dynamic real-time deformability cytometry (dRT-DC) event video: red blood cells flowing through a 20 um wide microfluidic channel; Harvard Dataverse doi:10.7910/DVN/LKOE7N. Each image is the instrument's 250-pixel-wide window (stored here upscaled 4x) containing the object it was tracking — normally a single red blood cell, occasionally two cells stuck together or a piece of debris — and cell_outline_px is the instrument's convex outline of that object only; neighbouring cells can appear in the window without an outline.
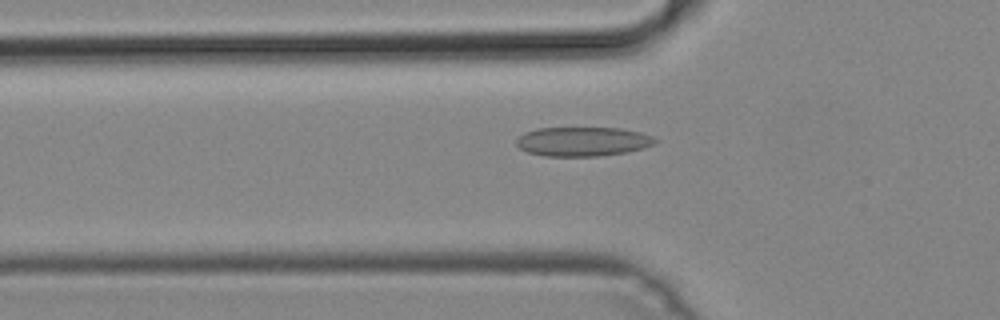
{"species": "common noctule bat (a hibernating species)", "species_latin": "Nyctalus noctula", "temperature_condition": "cold", "stored_images_in_passage": 46, "camera_frame_rate_fps": 3000, "um_per_image_px": 0.085, "animal": {"sex": "male", "body_mass_g": 19.2, "forearm_length_mm": 51.8}, "frame": {"image": 1, "passage_image": 17, "time_ms": 5.333, "image_size_px": [1000, 320], "cell_outline_px": [[660, 140], [656, 144], [644, 148], [628, 152], [600, 156], [544, 156], [528, 152], [520, 148], [516, 144], [516, 140], [524, 132], [536, 128], [620, 128], [640, 132], [652, 136]], "centroid_in_image_um": [49.57, 12.03], "position_along_channel_um": 76.2, "area_um2": 23.87}}
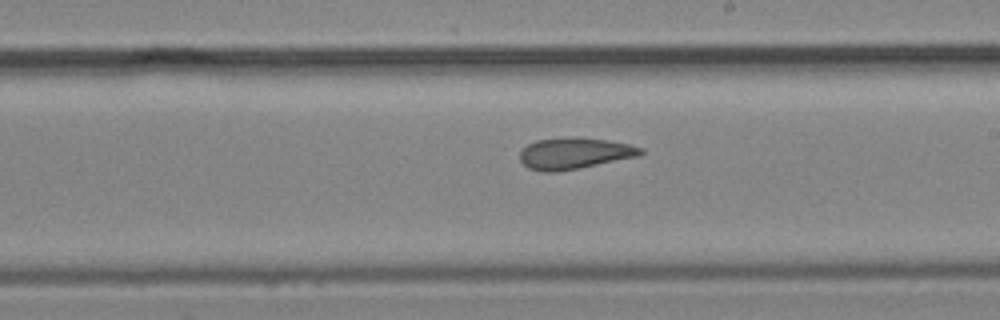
{"frame": {"image": 2, "passage_image": 29, "time_ms": 9.333, "image_size_px": [1000, 320], "cell_outline_px": [[644, 152], [640, 156], [560, 172], [540, 172], [528, 168], [520, 160], [520, 152], [528, 144], [536, 140], [608, 140], [628, 144], [644, 148]], "centroid_in_image_um": [48.85, 13.1], "position_along_channel_um": 240.2, "area_um2": 21.33}}
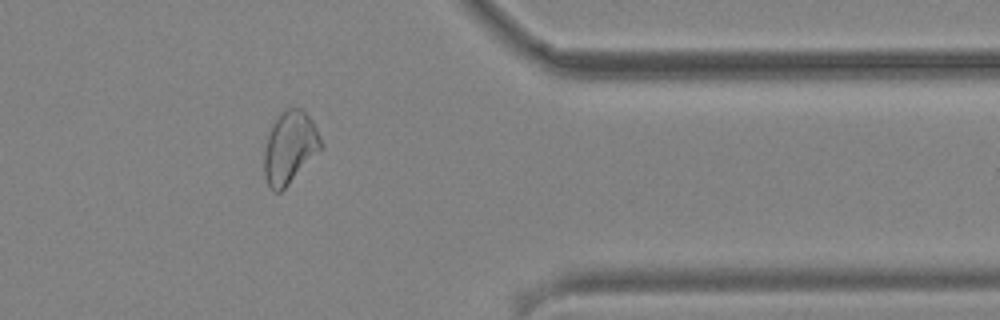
{"frame": {"image": 3, "passage_image": 41, "time_ms": 13.333, "image_size_px": [1000, 320], "cell_outline_px": [[324, 148], [280, 192], [272, 192], [264, 176], [264, 152], [268, 132], [272, 124], [280, 112], [284, 108], [300, 108], [312, 120], [324, 144]], "centroid_in_image_um": [24.64, 12.53], "position_along_channel_um": 386.8, "area_um2": 24.16}}